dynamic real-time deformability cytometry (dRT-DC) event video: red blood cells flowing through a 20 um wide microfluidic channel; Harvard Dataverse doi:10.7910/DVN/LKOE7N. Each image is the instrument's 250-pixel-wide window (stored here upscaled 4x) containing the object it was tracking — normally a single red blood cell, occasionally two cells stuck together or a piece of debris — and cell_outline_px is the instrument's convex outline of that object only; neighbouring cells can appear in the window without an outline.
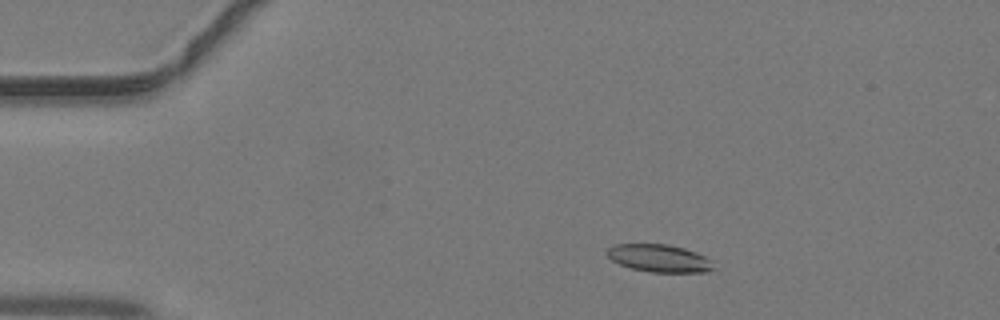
{"species": "common noctule bat (a hibernating species)", "species_latin": "Nyctalus noctula", "temperature_condition": "warm", "stored_images_in_passage": 43, "camera_frame_rate_fps": 3000, "um_per_image_px": 0.085, "animal": {"sex": "male", "body_mass_g": 19.2, "forearm_length_mm": 51.8}, "frame": {"image": 1, "passage_image": 7, "time_ms": 2.0, "image_size_px": [1000, 320], "cell_outline_px": [[716, 268], [708, 272], [648, 272], [632, 268], [620, 264], [612, 260], [604, 252], [612, 244], [668, 244], [684, 248], [696, 252], [704, 256]], "centroid_in_image_um": [56.0, 21.95], "position_along_channel_um": 29.0, "area_um2": 17.17}}
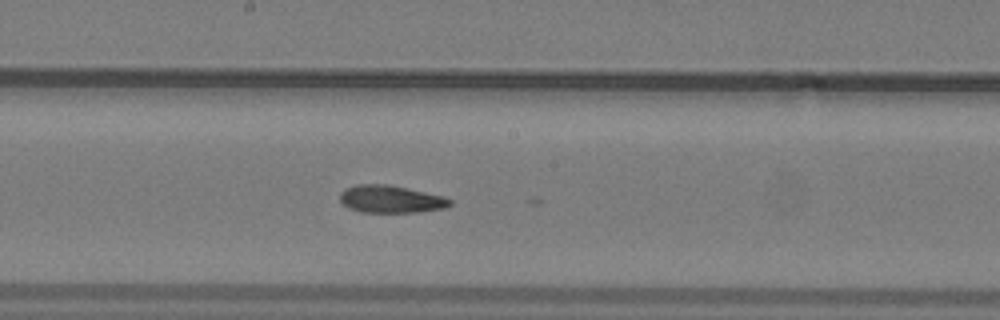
{"frame": {"image": 2, "passage_image": 23, "time_ms": 7.333, "image_size_px": [1000, 320], "cell_outline_px": [[452, 204], [444, 208], [416, 212], [360, 212], [348, 208], [340, 200], [340, 192], [344, 188], [356, 184], [388, 184], [444, 196], [452, 200]], "centroid_in_image_um": [33.19, 16.92], "position_along_channel_um": 215.0, "area_um2": 17.69}}
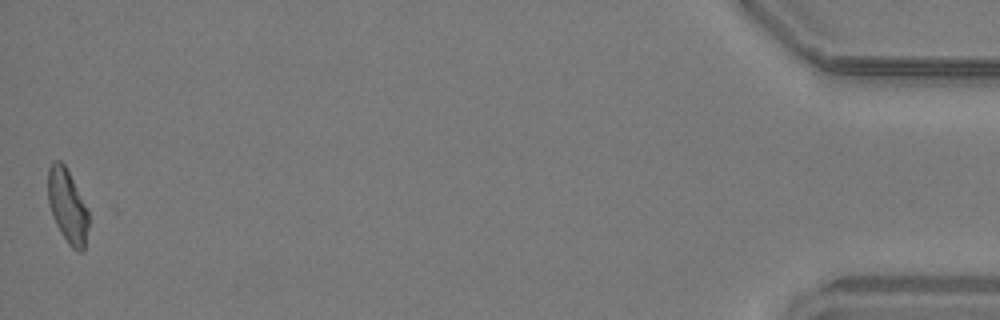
{"frame": {"image": 3, "passage_image": 43, "time_ms": 14.0, "image_size_px": [1000, 320], "cell_outline_px": [[88, 228], [84, 252], [76, 252], [68, 244], [60, 232], [52, 216], [48, 200], [48, 168], [52, 160], [60, 160], [64, 164], [88, 208]], "centroid_in_image_um": [5.74, 17.54], "position_along_channel_um": 429.5, "area_um2": 17.63}}